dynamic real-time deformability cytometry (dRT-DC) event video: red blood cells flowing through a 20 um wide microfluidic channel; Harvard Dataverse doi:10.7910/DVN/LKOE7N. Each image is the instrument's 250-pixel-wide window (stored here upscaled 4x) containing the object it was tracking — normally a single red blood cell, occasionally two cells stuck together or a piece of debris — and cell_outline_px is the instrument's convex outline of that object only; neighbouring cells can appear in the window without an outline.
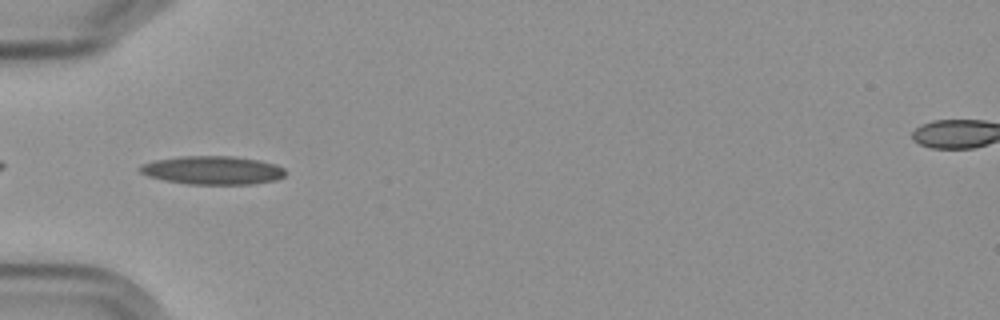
{"species": "Egyptian fruit bat (a non-hibernating species)", "species_latin": "Rousettus aegyptiacus", "temperature_condition": "cold", "stored_images_in_passage": 8, "camera_frame_rate_fps": 3000, "um_per_image_px": 0.085, "frame": {"image": 1, "passage_image": 6, "time_ms": 6.0, "image_size_px": [1000, 320], "cell_outline_px": [[288, 172], [284, 176], [276, 180], [252, 184], [188, 184], [164, 180], [148, 176], [140, 172], [136, 168], [140, 164], [156, 160], [180, 156], [232, 156], [260, 160], [276, 164], [284, 168]], "centroid_in_image_um": [18.08, 14.47], "position_along_channel_um": 66.9, "area_um2": 24.33}}
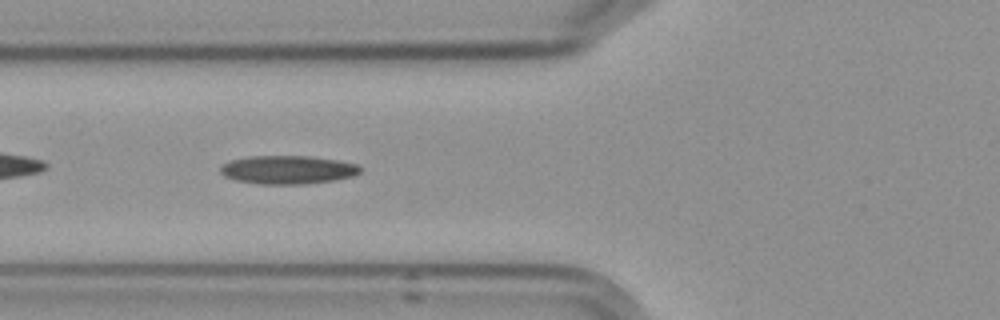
{"frame": {"image": 2, "passage_image": 7, "time_ms": 7.0, "image_size_px": [1000, 320], "cell_outline_px": [[360, 172], [352, 176], [332, 180], [308, 184], [260, 184], [236, 180], [224, 176], [220, 172], [220, 164], [228, 160], [248, 156], [308, 156], [336, 160], [356, 164], [360, 168]], "centroid_in_image_um": [24.38, 14.42], "position_along_channel_um": 101.4, "area_um2": 23.18}}
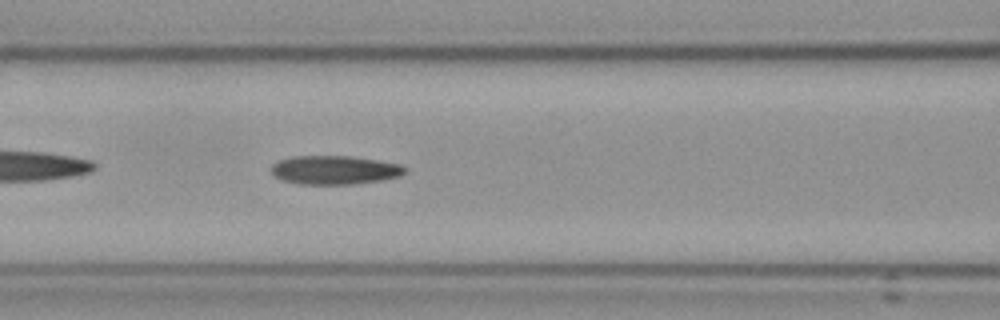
{"frame": {"image": 3, "passage_image": 8, "time_ms": 8.0, "image_size_px": [1000, 320], "cell_outline_px": [[404, 172], [400, 176], [380, 180], [356, 184], [300, 184], [284, 180], [276, 176], [272, 172], [272, 164], [280, 160], [292, 156], [352, 156], [400, 164], [404, 168]], "centroid_in_image_um": [28.43, 14.44], "position_along_channel_um": 138.2, "area_um2": 22.14}}